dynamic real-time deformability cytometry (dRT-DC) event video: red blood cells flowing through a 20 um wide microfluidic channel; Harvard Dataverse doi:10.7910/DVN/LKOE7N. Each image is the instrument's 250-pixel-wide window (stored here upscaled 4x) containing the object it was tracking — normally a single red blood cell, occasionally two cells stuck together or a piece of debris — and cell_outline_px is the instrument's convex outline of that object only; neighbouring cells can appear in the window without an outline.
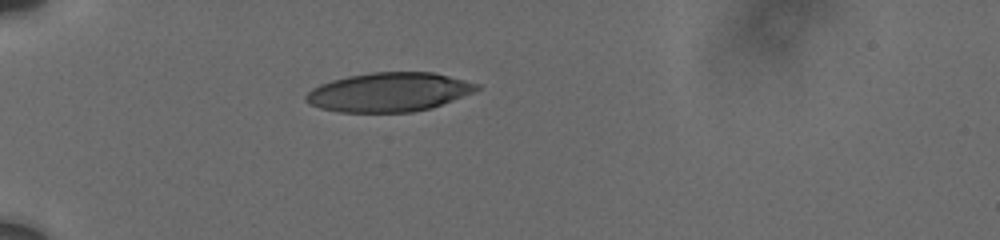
{"species": "human", "species_latin": "Homo sapiens", "temperature_condition": "cold", "stored_images_in_passage": 59, "camera_frame_rate_fps": 3000, "um_per_image_px": 0.085, "donor": {"sex": "male"}, "frame": {"image": 1, "passage_image": 1, "time_ms": 0.0, "image_size_px": [1000, 240], "cell_outline_px": [[480, 88], [472, 92], [432, 108], [412, 112], [340, 112], [320, 108], [308, 104], [304, 100], [304, 96], [312, 88], [320, 84], [332, 80], [348, 76], [372, 72], [432, 72], [480, 84]], "centroid_in_image_um": [33.01, 7.83], "position_along_channel_um": 52.0, "area_um2": 38.78}}
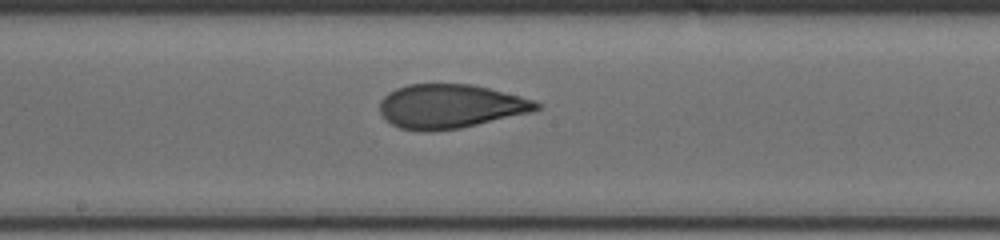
{"frame": {"image": 2, "passage_image": 27, "time_ms": 5.0, "image_size_px": [1000, 240], "cell_outline_px": [[544, 104], [540, 108], [532, 112], [460, 128], [428, 132], [424, 132], [400, 128], [392, 124], [380, 112], [380, 100], [388, 92], [396, 88], [408, 84], [472, 84], [536, 100]], "centroid_in_image_um": [38.29, 9.03], "position_along_channel_um": 209.9, "area_um2": 40.29}}
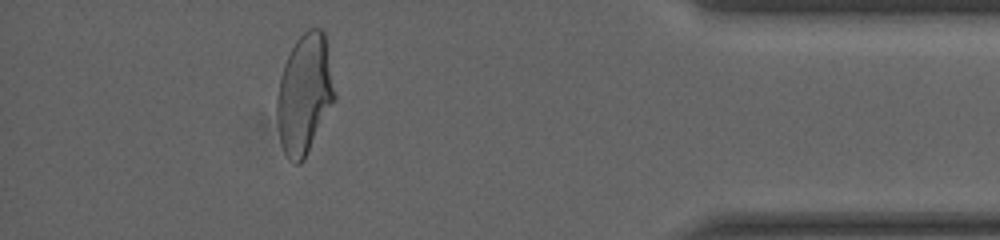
{"frame": {"image": 3, "passage_image": 52, "time_ms": 11.333, "image_size_px": [1000, 240], "cell_outline_px": [[336, 100], [304, 160], [300, 164], [296, 164], [284, 152], [280, 140], [276, 116], [276, 96], [284, 64], [296, 40], [308, 28], [320, 28], [324, 32], [336, 96]], "centroid_in_image_um": [25.89, 8.01], "position_along_channel_um": 409.3, "area_um2": 40.17}, "authors_computed_cell_mechanics": {"area_um2": 40.5178, "velocity_mm_per_s": 3.7197, "shape_relaxation_time_tau1_ms": 5.8629, "shape_relaxation_time_tau2_ms": 1.2117, "deformation_change_tau1": 0.2137, "deformation_change_tau2": 0.0807}}